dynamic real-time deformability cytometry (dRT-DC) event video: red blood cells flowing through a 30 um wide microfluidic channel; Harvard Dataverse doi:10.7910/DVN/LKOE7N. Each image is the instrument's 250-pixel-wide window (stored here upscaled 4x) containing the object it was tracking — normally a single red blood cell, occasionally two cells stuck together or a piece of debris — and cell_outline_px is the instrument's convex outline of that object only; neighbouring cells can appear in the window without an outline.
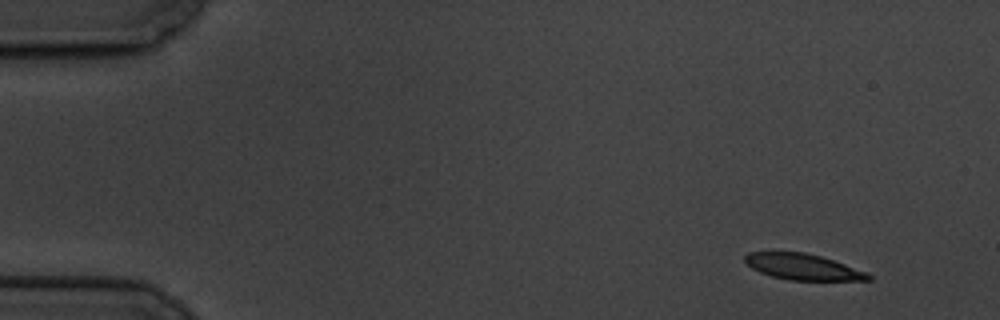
{"species": "common noctule bat (a hibernating species)", "species_latin": "Nyctalus noctula", "temperature_condition": "cold", "stored_images_in_passage": 5, "camera_frame_rate_fps": 3000, "um_per_image_px": 0.085, "animal": {"sex": "male", "body_mass_g": 19.5, "forearm_length_mm": 54.6}, "frame": {"image": 1, "passage_image": 1, "time_ms": 0.0, "image_size_px": [1000, 320], "cell_outline_px": [[872, 280], [788, 280], [772, 276], [760, 272], [752, 268], [744, 260], [744, 256], [748, 252], [804, 252], [820, 256], [868, 272], [872, 276]], "centroid_in_image_um": [68.25, 22.68], "position_along_channel_um": 16.8, "area_um2": 18.55}}
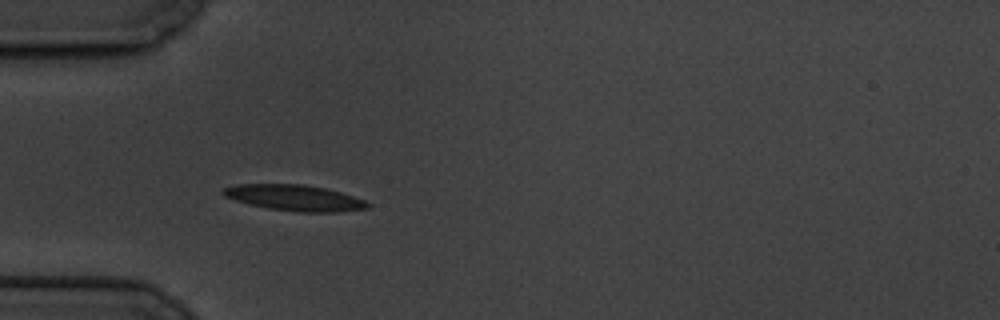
{"frame": {"image": 2, "passage_image": 4, "time_ms": 4.333, "image_size_px": [1000, 320], "cell_outline_px": [[372, 204], [368, 208], [336, 212], [300, 212], [268, 208], [248, 204], [224, 196], [220, 192], [224, 188], [236, 184], [304, 184], [324, 188], [340, 192], [364, 200]], "centroid_in_image_um": [25.02, 16.81], "position_along_channel_um": 60.0, "area_um2": 21.73}}